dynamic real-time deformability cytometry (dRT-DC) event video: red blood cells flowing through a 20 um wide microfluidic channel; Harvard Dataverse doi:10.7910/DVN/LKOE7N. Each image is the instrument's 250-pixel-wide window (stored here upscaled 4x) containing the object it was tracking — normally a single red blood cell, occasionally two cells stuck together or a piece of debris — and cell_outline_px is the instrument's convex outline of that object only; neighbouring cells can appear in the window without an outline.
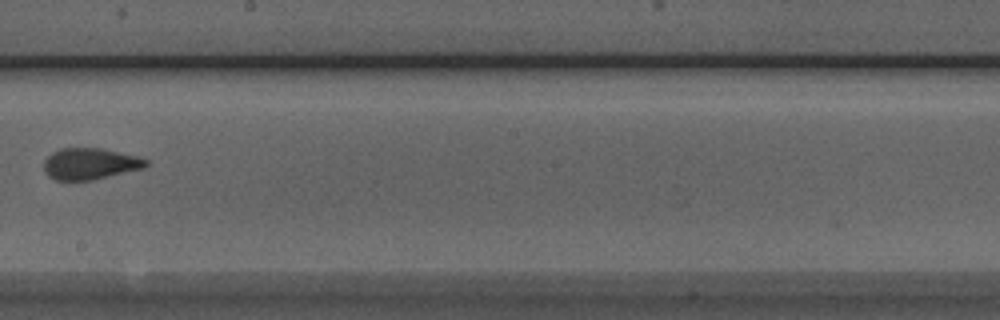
{"species": "Egyptian fruit bat (a non-hibernating species)", "species_latin": "Rousettus aegyptiacus", "temperature_condition": "room temperature", "stored_images_in_passage": 11, "camera_frame_rate_fps": 3000, "um_per_image_px": 0.085, "animal": {"sex": "male"}, "frame": {"image": 1, "passage_image": 9, "time_ms": 9.333, "image_size_px": [1000, 320], "cell_outline_px": [[148, 164], [144, 168], [92, 180], [56, 180], [48, 176], [44, 172], [44, 160], [52, 152], [60, 148], [100, 148], [136, 156], [148, 160]], "centroid_in_image_um": [7.62, 13.92], "position_along_channel_um": 240.6, "area_um2": 18.61}}
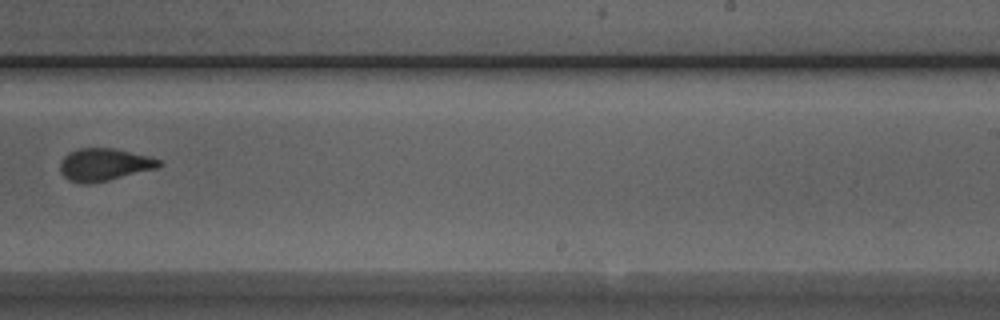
{"frame": {"image": 2, "passage_image": 10, "time_ms": 10.333, "image_size_px": [1000, 320], "cell_outline_px": [[164, 164], [156, 168], [108, 180], [88, 184], [80, 184], [68, 180], [60, 172], [60, 160], [68, 152], [76, 148], [112, 148], [148, 156], [160, 160]], "centroid_in_image_um": [8.8, 13.99], "position_along_channel_um": 280.2, "area_um2": 18.73}}
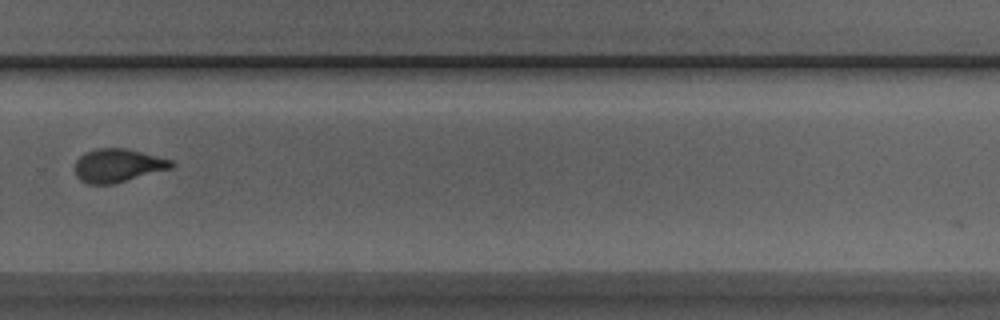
{"frame": {"image": 3, "passage_image": 11, "time_ms": 11.333, "image_size_px": [1000, 320], "cell_outline_px": [[176, 164], [172, 168], [112, 184], [88, 184], [80, 180], [76, 176], [76, 160], [84, 152], [96, 148], [128, 148], [172, 160]], "centroid_in_image_um": [10.02, 14.05], "position_along_channel_um": 319.8, "area_um2": 18.79}}